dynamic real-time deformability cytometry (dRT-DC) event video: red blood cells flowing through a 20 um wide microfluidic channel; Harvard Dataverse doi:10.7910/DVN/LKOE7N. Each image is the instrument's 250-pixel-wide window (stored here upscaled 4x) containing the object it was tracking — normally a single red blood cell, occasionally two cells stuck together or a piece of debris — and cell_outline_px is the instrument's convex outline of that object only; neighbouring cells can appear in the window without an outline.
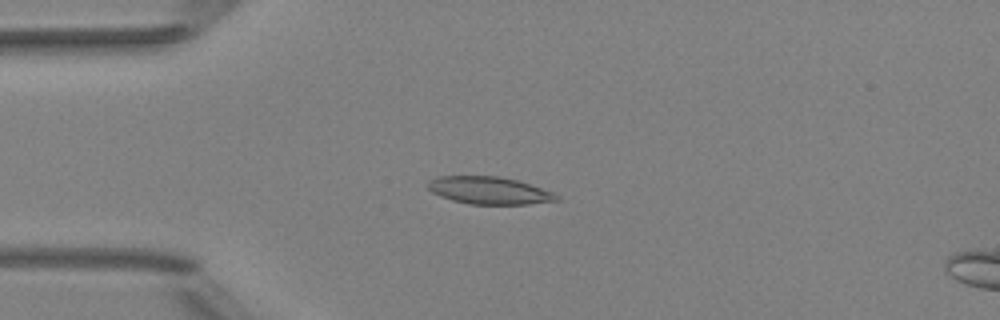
{"species": "Egyptian fruit bat (a non-hibernating species)", "species_latin": "Rousettus aegyptiacus", "temperature_condition": "room temperature", "stored_images_in_passage": 3, "camera_frame_rate_fps": 3000, "um_per_image_px": 0.085, "animal": {"sex": "female"}, "frame": {"image": 1, "passage_image": 2, "time_ms": 0.333, "image_size_px": [1000, 320], "cell_outline_px": [[560, 200], [528, 204], [468, 204], [452, 200], [440, 196], [432, 192], [428, 188], [428, 180], [440, 176], [500, 176], [516, 180], [552, 192], [560, 196]], "centroid_in_image_um": [41.56, 16.19], "position_along_channel_um": 43.4, "area_um2": 20.46}}